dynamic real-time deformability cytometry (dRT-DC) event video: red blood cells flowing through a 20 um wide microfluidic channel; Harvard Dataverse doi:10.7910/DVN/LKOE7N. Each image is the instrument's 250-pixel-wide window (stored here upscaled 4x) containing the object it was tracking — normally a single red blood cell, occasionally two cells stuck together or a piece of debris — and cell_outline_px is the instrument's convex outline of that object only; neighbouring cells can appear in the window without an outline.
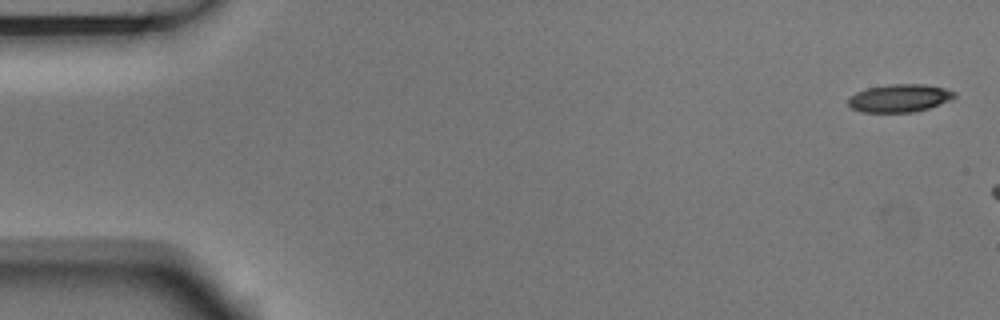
{"species": "Egyptian fruit bat (a non-hibernating species)", "species_latin": "Rousettus aegyptiacus", "temperature_condition": "room temperature", "stored_images_in_passage": 4, "camera_frame_rate_fps": 3000, "um_per_image_px": 0.085, "animal": {"sex": "male"}, "frame": {"image": 1, "passage_image": 1, "time_ms": 0.0, "image_size_px": [1000, 320], "cell_outline_px": [[956, 96], [952, 100], [928, 108], [912, 112], [860, 112], [852, 108], [848, 104], [848, 96], [856, 92], [868, 88], [888, 84], [924, 84], [944, 88], [956, 92]], "centroid_in_image_um": [76.45, 8.34], "position_along_channel_um": 8.5, "area_um2": 17.34}}